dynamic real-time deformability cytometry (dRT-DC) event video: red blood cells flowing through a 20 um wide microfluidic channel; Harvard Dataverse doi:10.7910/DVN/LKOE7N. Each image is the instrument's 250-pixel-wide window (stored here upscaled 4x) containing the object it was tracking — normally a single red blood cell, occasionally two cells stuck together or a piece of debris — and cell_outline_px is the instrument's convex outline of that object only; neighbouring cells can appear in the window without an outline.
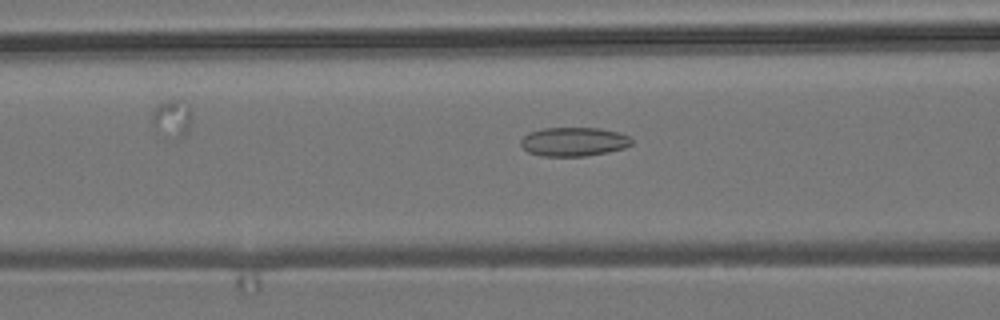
{"species": "common noctule bat (a hibernating species)", "species_latin": "Nyctalus noctula", "temperature_condition": "room temperature", "stored_images_in_passage": 51, "segment_of_instrument_passage": [1, 2], "camera_frame_rate_fps": 3000, "um_per_image_px": 0.085, "animal": {"sex": "male", "body_mass_g": 19.2, "forearm_length_mm": 51.8}, "frame": {"image": 1, "passage_image": 17, "time_ms": 5.333, "image_size_px": [1000, 320], "cell_outline_px": [[632, 144], [624, 148], [608, 152], [584, 156], [540, 156], [528, 152], [520, 144], [520, 140], [528, 132], [544, 128], [600, 128], [632, 136]], "centroid_in_image_um": [48.77, 12.04], "position_along_channel_um": 117.8, "area_um2": 18.79}}
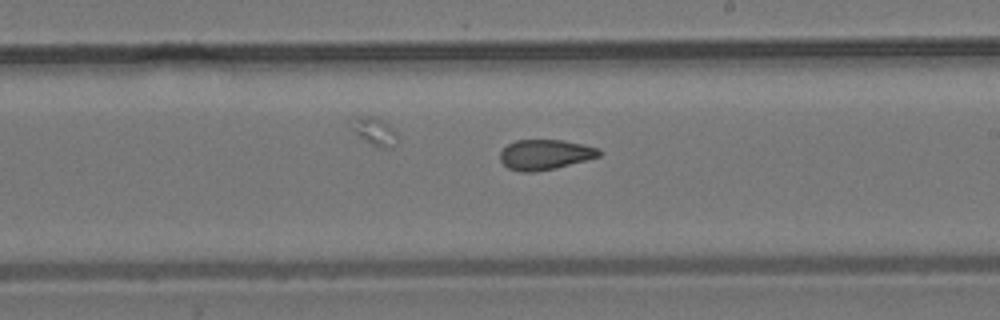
{"frame": {"image": 2, "passage_image": 27, "time_ms": 8.667, "image_size_px": [1000, 320], "cell_outline_px": [[604, 152], [600, 156], [556, 168], [532, 172], [520, 172], [508, 168], [500, 160], [500, 152], [508, 144], [516, 140], [564, 140], [584, 144], [600, 148]], "centroid_in_image_um": [46.36, 13.13], "position_along_channel_um": 242.6, "area_um2": 17.51}}
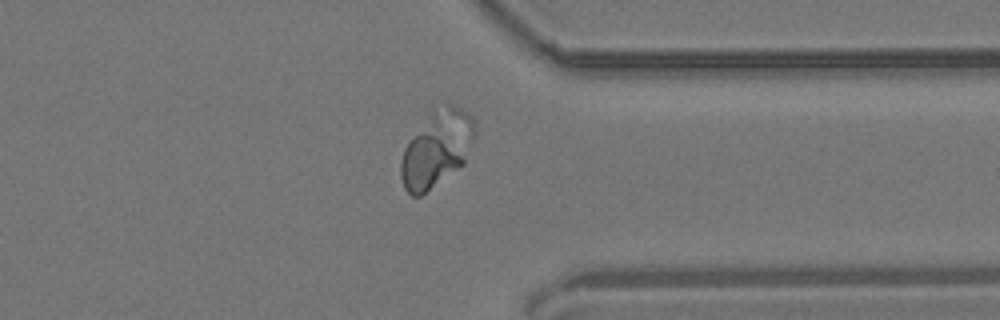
{"frame": {"image": 3, "passage_image": 38, "time_ms": 12.333, "image_size_px": [1000, 320], "cell_outline_px": [[476, 136], [464, 164], [420, 196], [412, 196], [404, 188], [400, 176], [400, 164], [404, 148], [432, 108], [448, 104], [456, 104], [468, 112], [472, 116], [476, 124]], "centroid_in_image_um": [37.15, 12.6], "position_along_channel_um": 374.2, "area_um2": 33.12}}